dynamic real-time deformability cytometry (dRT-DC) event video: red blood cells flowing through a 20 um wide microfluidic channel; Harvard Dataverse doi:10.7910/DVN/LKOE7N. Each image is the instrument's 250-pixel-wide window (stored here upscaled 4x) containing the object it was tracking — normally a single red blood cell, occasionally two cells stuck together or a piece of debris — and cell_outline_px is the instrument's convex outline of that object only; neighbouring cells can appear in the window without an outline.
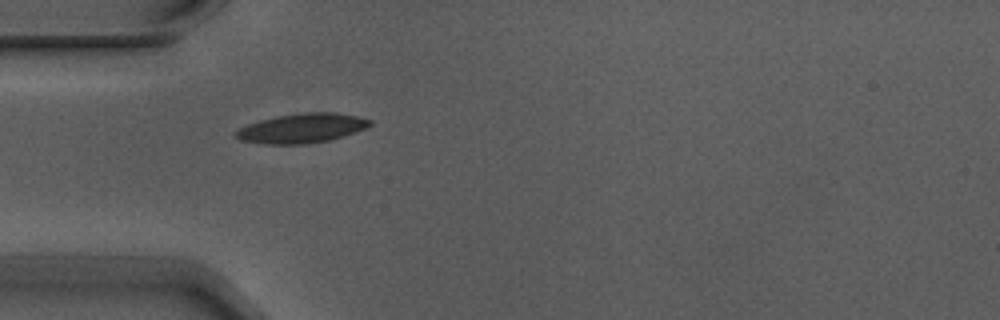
{"species": "Egyptian fruit bat (a non-hibernating species)", "species_latin": "Rousettus aegyptiacus", "temperature_condition": "warm", "stored_images_in_passage": 1, "camera_frame_rate_fps": 3000, "um_per_image_px": 0.085, "animal": {"sex": "male"}, "frame": {"image": 1, "passage_image": 1, "time_ms": 0.0, "image_size_px": [1000, 320], "cell_outline_px": [[372, 124], [356, 132], [344, 136], [328, 140], [304, 144], [264, 144], [240, 140], [232, 136], [240, 128], [248, 124], [260, 120], [276, 116], [304, 112], [336, 112], [356, 116], [372, 120]], "centroid_in_image_um": [25.64, 10.89], "position_along_channel_um": 59.4, "area_um2": 23.0}}